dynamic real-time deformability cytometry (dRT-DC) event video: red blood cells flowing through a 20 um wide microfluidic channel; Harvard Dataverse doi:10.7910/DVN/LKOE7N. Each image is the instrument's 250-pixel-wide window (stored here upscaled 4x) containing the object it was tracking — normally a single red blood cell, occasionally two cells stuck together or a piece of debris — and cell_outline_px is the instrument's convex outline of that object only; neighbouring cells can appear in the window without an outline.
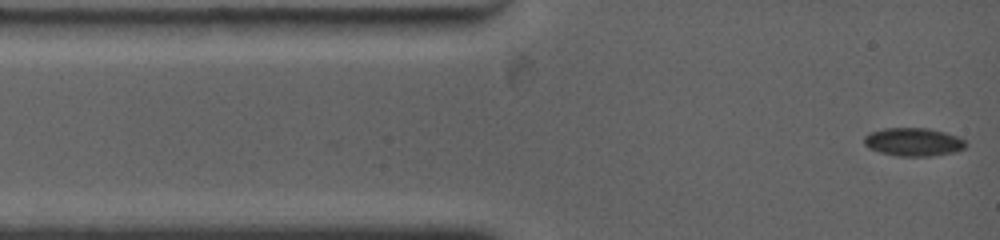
{"species": "common noctule bat (a hibernating species)", "species_latin": "Nyctalus noctula", "temperature_condition": "warm", "stored_images_in_passage": 72, "camera_frame_rate_fps": 4500, "um_per_image_px": 0.085, "animal": {"sex": "female", "body_mass_g": 19.0, "forearm_length_mm": 53.3}, "frame": {"image": 1, "passage_image": 1, "time_ms": 0.0, "image_size_px": [1000, 240], "cell_outline_px": [[968, 144], [964, 148], [956, 152], [932, 156], [896, 156], [880, 152], [868, 148], [864, 144], [864, 136], [872, 132], [884, 128], [928, 128], [944, 132], [956, 136], [964, 140]], "centroid_in_image_um": [77.64, 12.07], "position_along_channel_um": 7.4, "area_um2": 16.76}}
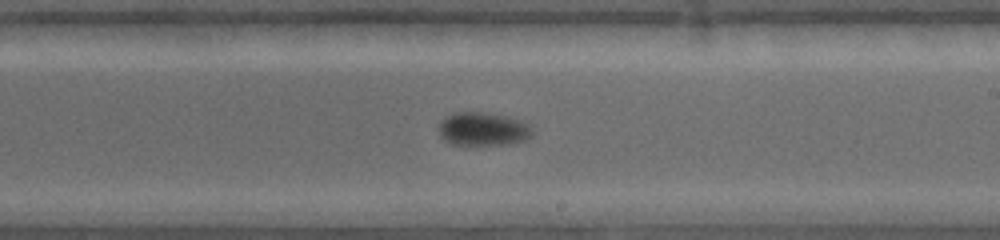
{"frame": {"image": 2, "passage_image": 31, "time_ms": 7.556, "image_size_px": [1000, 240], "cell_outline_px": [[532, 136], [524, 140], [504, 144], [448, 144], [440, 136], [440, 120], [456, 112], [484, 112], [504, 116], [520, 120], [528, 124], [532, 128]], "centroid_in_image_um": [41.04, 10.96], "position_along_channel_um": 248.0, "area_um2": 17.98}}
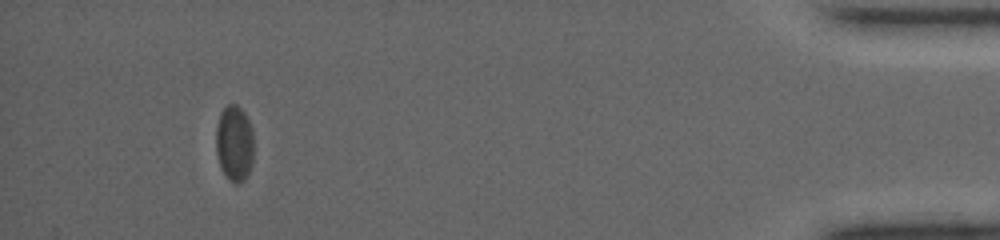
{"frame": {"image": 3, "passage_image": 63, "time_ms": 14.444, "image_size_px": [1000, 240], "cell_outline_px": [[252, 164], [248, 176], [244, 180], [236, 184], [228, 180], [220, 164], [216, 152], [216, 124], [220, 112], [228, 104], [236, 104], [244, 112], [252, 128]], "centroid_in_image_um": [19.91, 12.18], "position_along_channel_um": 415.3, "area_um2": 16.76}, "authors_computed_cell_mechanics": {"area_um2": 17.3111, "velocity_mm_per_s": 3.7674, "shape_relaxation_time_tau1_ms": 3.9072, "shape_relaxation_time_tau2_ms": null, "deformation_change_tau1": 0.0817, "deformation_change_tau2": null}}